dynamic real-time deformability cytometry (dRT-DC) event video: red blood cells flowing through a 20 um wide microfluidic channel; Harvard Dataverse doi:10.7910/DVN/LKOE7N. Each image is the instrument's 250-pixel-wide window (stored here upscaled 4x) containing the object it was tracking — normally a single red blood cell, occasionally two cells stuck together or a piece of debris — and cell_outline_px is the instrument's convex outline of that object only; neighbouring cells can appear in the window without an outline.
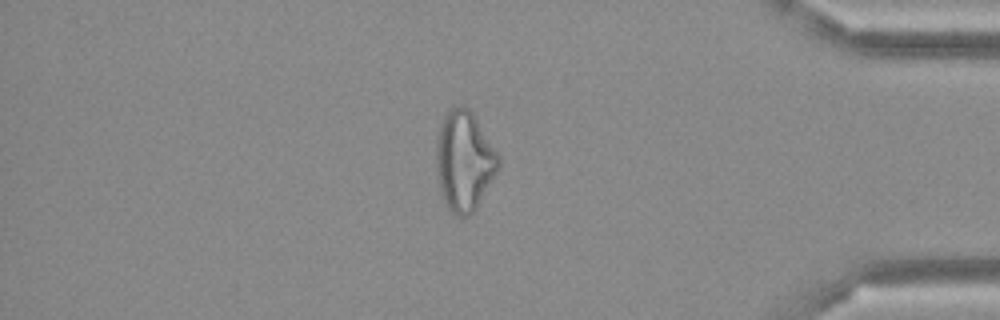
{"species": "Egyptian fruit bat (a non-hibernating species)", "species_latin": "Rousettus aegyptiacus", "temperature_condition": "cold", "stored_images_in_passage": 49, "camera_frame_rate_fps": 3000, "um_per_image_px": 0.085, "frame": {"image": 1, "passage_image": 42, "time_ms": 13.667, "image_size_px": [1000, 320], "cell_outline_px": [[500, 164], [496, 172], [472, 216], [456, 216], [448, 208], [440, 196], [436, 168], [436, 136], [440, 124], [444, 116], [452, 108], [460, 104], [464, 104], [472, 112], [500, 156]], "centroid_in_image_um": [39.43, 13.69], "position_along_channel_um": 395.8, "area_um2": 36.47}}